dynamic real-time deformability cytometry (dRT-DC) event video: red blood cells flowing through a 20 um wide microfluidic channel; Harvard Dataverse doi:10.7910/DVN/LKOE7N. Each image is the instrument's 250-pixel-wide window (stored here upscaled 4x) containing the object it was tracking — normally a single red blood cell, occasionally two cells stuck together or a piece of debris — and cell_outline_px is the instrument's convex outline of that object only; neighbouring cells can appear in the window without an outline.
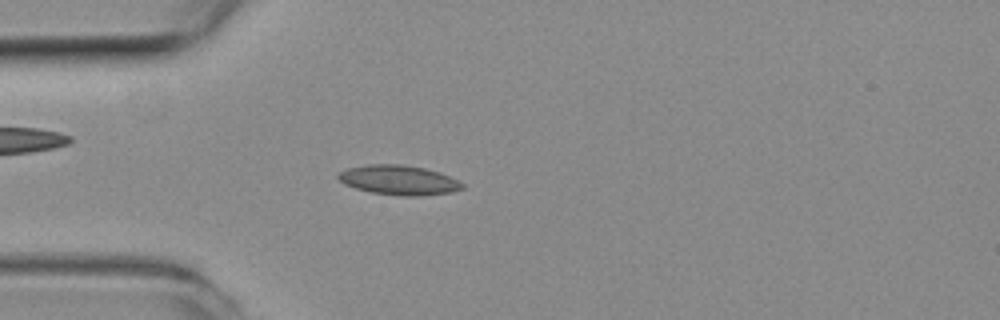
{"species": "common noctule bat (a hibernating species)", "species_latin": "Nyctalus noctula", "temperature_condition": "room temperature", "stored_images_in_passage": 43, "camera_frame_rate_fps": 3000, "um_per_image_px": 0.085, "animal": {"sex": "female", "body_mass_g": 19.3, "forearm_length_mm": 54.1}, "frame": {"image": 1, "passage_image": 6, "time_ms": 1.667, "image_size_px": [1000, 320], "cell_outline_px": [[464, 188], [452, 192], [420, 196], [404, 196], [372, 192], [356, 188], [344, 184], [336, 176], [340, 172], [348, 168], [368, 164], [400, 164], [424, 168], [440, 172], [464, 184]], "centroid_in_image_um": [33.9, 15.3], "position_along_channel_um": 51.1, "area_um2": 21.27}}
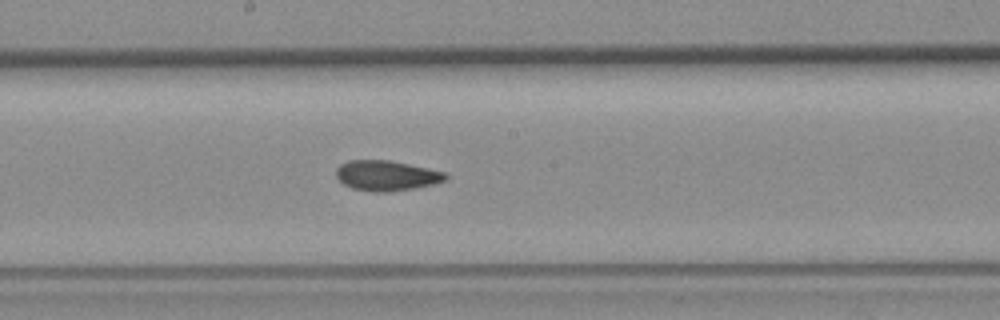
{"frame": {"image": 2, "passage_image": 19, "time_ms": 6.0, "image_size_px": [1000, 320], "cell_outline_px": [[448, 180], [432, 184], [392, 192], [376, 192], [352, 188], [344, 184], [336, 176], [336, 168], [340, 164], [348, 160], [388, 160], [428, 168], [444, 172], [448, 176]], "centroid_in_image_um": [32.84, 14.92], "position_along_channel_um": 215.4, "area_um2": 19.19}}
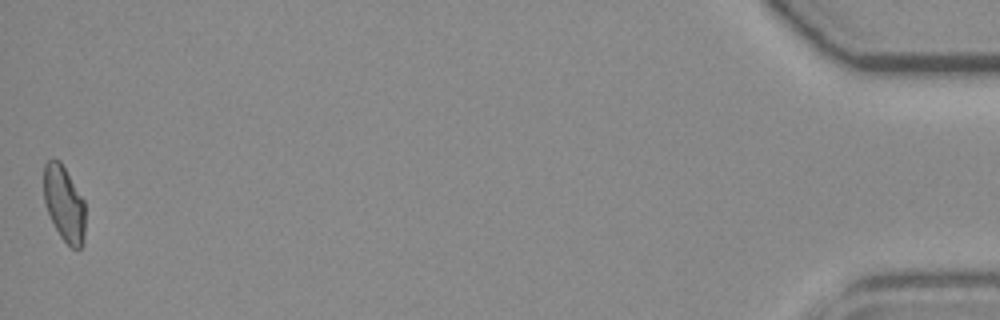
{"frame": {"image": 3, "passage_image": 43, "time_ms": 14.0, "image_size_px": [1000, 320], "cell_outline_px": [[84, 244], [80, 248], [72, 248], [60, 236], [48, 212], [44, 200], [44, 164], [48, 160], [60, 160], [84, 200]], "centroid_in_image_um": [5.46, 17.31], "position_along_channel_um": 429.7, "area_um2": 18.03}, "authors_computed_cell_mechanics": {"area_um2": 19.2474, "velocity_mm_per_s": 3.9829, "shape_relaxation_time_tau1_ms": null, "shape_relaxation_time_tau2_ms": 2.926, "deformation_change_tau1": null, "deformation_change_tau2": 0.0734}}